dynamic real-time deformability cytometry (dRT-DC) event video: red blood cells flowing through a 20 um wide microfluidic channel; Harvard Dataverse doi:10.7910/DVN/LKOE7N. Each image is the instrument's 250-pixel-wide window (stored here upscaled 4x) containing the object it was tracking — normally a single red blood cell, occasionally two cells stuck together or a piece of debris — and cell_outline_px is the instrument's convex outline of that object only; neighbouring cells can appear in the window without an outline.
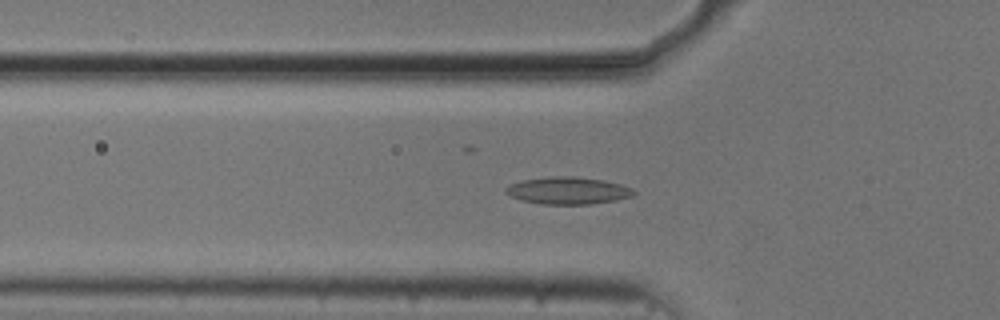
{"species": "common noctule bat (a hibernating species)", "species_latin": "Nyctalus noctula", "temperature_condition": "cold", "stored_images_in_passage": 53, "camera_frame_rate_fps": 3000, "um_per_image_px": 0.085, "animal": {"sex": "male", "body_mass_g": 20.5, "forearm_length_mm": 52.5}, "frame": {"image": 1, "passage_image": 17, "time_ms": 5.333, "image_size_px": [1000, 320], "cell_outline_px": [[636, 192], [632, 196], [616, 200], [592, 204], [540, 204], [520, 200], [504, 192], [504, 188], [512, 184], [524, 180], [552, 176], [576, 176], [604, 180], [620, 184], [632, 188]], "centroid_in_image_um": [48.29, 16.2], "position_along_channel_um": 77.5, "area_um2": 20.29}}
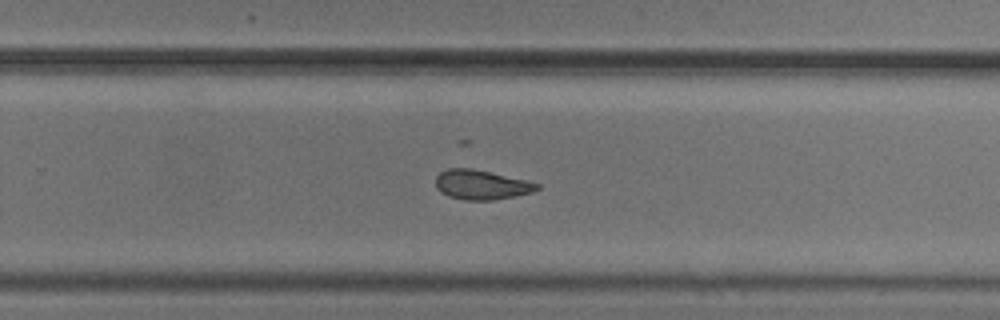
{"frame": {"image": 2, "passage_image": 34, "time_ms": 11.0, "image_size_px": [1000, 320], "cell_outline_px": [[540, 188], [532, 192], [516, 196], [492, 200], [464, 200], [448, 196], [440, 192], [436, 188], [436, 176], [440, 172], [448, 168], [472, 168], [524, 180], [540, 184]], "centroid_in_image_um": [40.88, 15.71], "position_along_channel_um": 288.9, "area_um2": 17.4}}
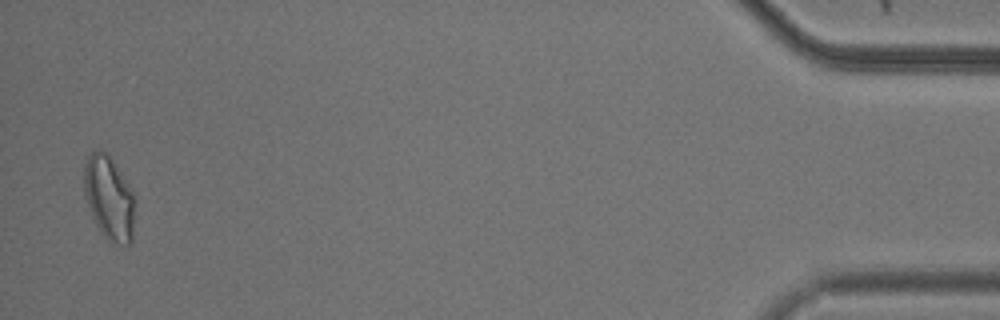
{"frame": {"image": 3, "passage_image": 52, "time_ms": 17.0, "image_size_px": [1000, 320], "cell_outline_px": [[132, 240], [128, 244], [116, 244], [108, 240], [104, 236], [96, 224], [92, 216], [84, 192], [84, 164], [88, 156], [96, 148], [100, 148], [108, 152], [132, 188]], "centroid_in_image_um": [9.24, 16.75], "position_along_channel_um": 426.0, "area_um2": 24.62}}